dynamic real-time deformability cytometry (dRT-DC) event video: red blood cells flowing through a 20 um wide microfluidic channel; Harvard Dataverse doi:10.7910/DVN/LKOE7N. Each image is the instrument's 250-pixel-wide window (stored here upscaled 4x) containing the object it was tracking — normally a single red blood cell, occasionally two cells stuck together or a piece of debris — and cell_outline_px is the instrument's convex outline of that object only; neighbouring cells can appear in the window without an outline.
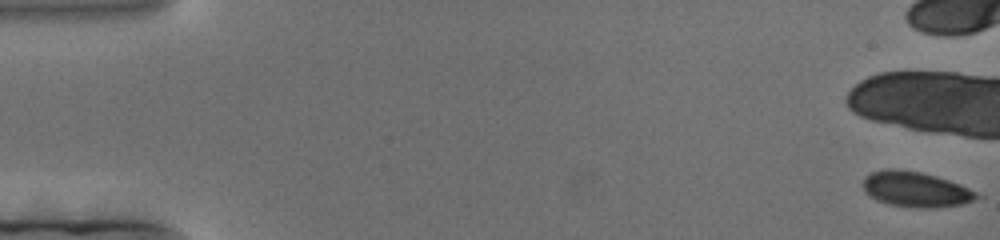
{"species": "human", "species_latin": "Homo sapiens", "temperature_condition": "cold", "stored_images_in_passage": 45, "camera_frame_rate_fps": 3000, "um_per_image_px": 0.085, "donor": {"sex": "female"}, "frame": {"image": 1, "passage_image": 1, "time_ms": 0.0, "image_size_px": [1000, 240], "cell_outline_px": [[984, 196], [960, 204], [936, 208], [916, 208], [888, 204], [876, 200], [864, 192], [864, 176], [872, 172], [884, 168], [892, 168], [920, 172], [936, 176], [960, 184]], "centroid_in_image_um": [77.82, 16.09], "position_along_channel_um": 7.2, "area_um2": 23.47}}